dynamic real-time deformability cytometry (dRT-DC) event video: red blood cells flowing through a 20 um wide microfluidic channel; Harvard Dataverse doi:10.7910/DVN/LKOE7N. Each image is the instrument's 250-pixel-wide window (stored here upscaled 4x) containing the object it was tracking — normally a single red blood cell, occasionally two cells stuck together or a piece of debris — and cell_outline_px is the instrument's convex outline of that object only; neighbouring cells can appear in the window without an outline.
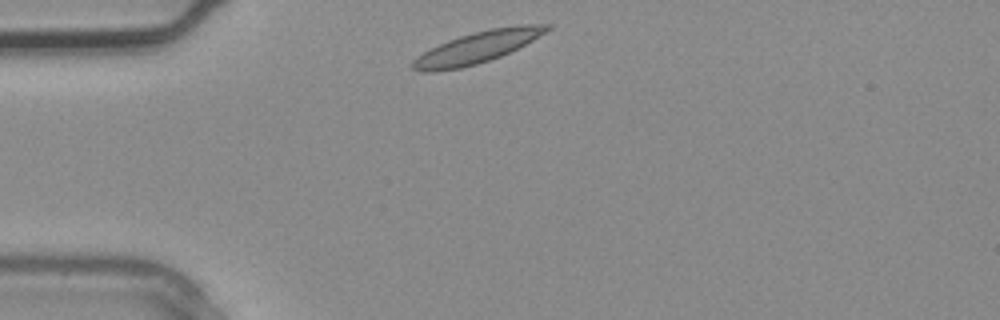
{"species": "common noctule bat (a hibernating species)", "species_latin": "Nyctalus noctula", "temperature_condition": "warm", "stored_images_in_passage": 1, "camera_frame_rate_fps": 3000, "um_per_image_px": 0.085, "animal": {"sex": "male", "body_mass_g": 20.4}, "frame": {"image": 1, "passage_image": 1, "time_ms": 0.0, "image_size_px": [1000, 320], "cell_outline_px": [[556, 24], [552, 28], [532, 40], [500, 56], [476, 64], [460, 68], [432, 72], [420, 72], [412, 68], [408, 64], [412, 60], [424, 52], [448, 40], [460, 36], [492, 28], [516, 24]], "centroid_in_image_um": [40.56, 4.02], "position_along_channel_um": 44.4, "area_um2": 24.39}}